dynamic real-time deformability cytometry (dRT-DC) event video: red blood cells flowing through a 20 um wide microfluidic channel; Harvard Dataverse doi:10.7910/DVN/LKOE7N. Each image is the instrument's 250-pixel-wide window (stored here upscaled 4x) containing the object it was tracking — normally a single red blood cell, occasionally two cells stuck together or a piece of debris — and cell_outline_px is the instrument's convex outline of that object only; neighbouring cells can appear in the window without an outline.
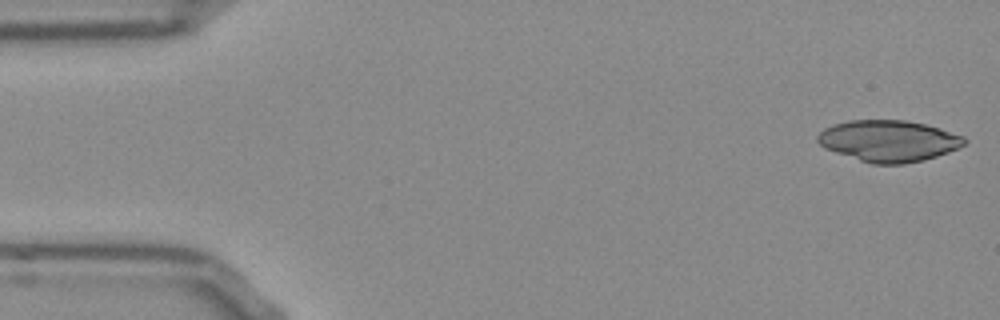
{"species": "Egyptian fruit bat (a non-hibernating species)", "species_latin": "Rousettus aegyptiacus", "temperature_condition": "room temperature", "stored_images_in_passage": 52, "camera_frame_rate_fps": 3000, "um_per_image_px": 0.085, "frame": {"image": 1, "passage_image": 1, "time_ms": 0.0, "image_size_px": [1000, 320], "cell_outline_px": [[968, 140], [960, 148], [924, 160], [904, 164], [872, 164], [824, 148], [816, 140], [816, 136], [824, 128], [832, 124], [848, 120], [904, 120], [924, 124], [940, 128], [964, 136]], "centroid_in_image_um": [75.53, 11.97], "position_along_channel_um": 9.5, "area_um2": 35.49}}